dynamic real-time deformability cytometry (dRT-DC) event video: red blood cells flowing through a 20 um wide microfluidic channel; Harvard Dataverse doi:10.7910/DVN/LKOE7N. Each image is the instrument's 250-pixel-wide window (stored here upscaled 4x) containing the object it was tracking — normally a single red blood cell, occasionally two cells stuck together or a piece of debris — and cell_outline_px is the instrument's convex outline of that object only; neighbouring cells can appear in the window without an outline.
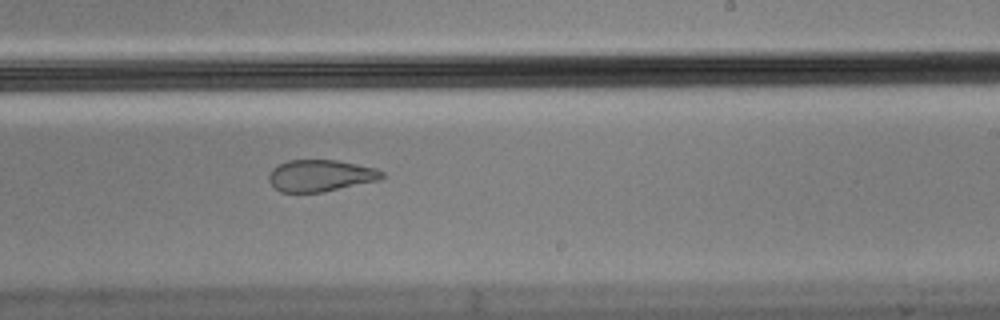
{"species": "Egyptian fruit bat (a non-hibernating species)", "species_latin": "Rousettus aegyptiacus", "temperature_condition": "cold", "stored_images_in_passage": 10, "camera_frame_rate_fps": 3000, "um_per_image_px": 0.085, "animal": {"sex": "male"}, "frame": {"image": 1, "passage_image": 9, "time_ms": 2.667, "image_size_px": [1000, 320], "cell_outline_px": [[384, 176], [380, 180], [324, 192], [280, 192], [268, 180], [268, 176], [272, 168], [288, 160], [336, 160], [376, 168], [384, 172]], "centroid_in_image_um": [27.25, 14.93], "position_along_channel_um": 261.7, "area_um2": 20.92}}